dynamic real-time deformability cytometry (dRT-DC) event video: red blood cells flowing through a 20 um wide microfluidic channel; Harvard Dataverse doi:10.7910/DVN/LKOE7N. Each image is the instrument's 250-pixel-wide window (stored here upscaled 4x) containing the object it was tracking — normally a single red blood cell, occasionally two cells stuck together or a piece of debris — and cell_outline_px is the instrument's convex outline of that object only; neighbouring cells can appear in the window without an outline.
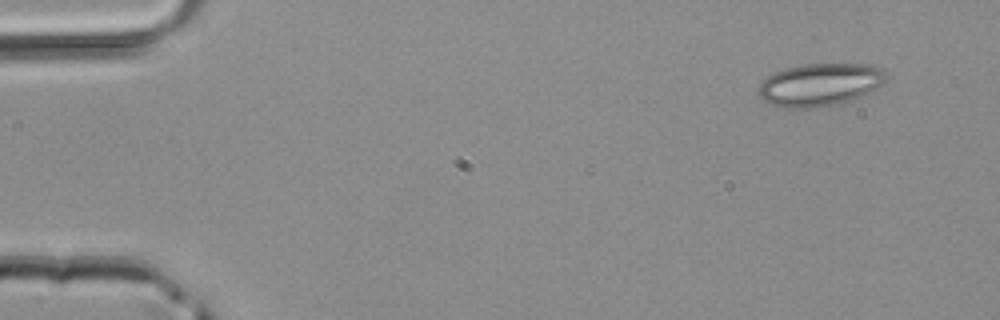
{"species": "common noctule bat (a hibernating species)", "species_latin": "Nyctalus noctula", "temperature_condition": "room temperature", "stored_images_in_passage": 3, "camera_frame_rate_fps": 3000, "um_per_image_px": 0.085, "animal": {"sex": "male", "body_mass_g": 20.4}, "frame": {"image": 1, "passage_image": 1, "time_ms": 0.0, "image_size_px": [1000, 320], "cell_outline_px": [[888, 76], [884, 84], [872, 92], [852, 100], [832, 104], [808, 108], [776, 108], [764, 100], [756, 92], [760, 84], [772, 72], [784, 68], [804, 64], [868, 64], [880, 68]], "centroid_in_image_um": [69.68, 7.19], "position_along_channel_um": 15.3, "area_um2": 32.08}}
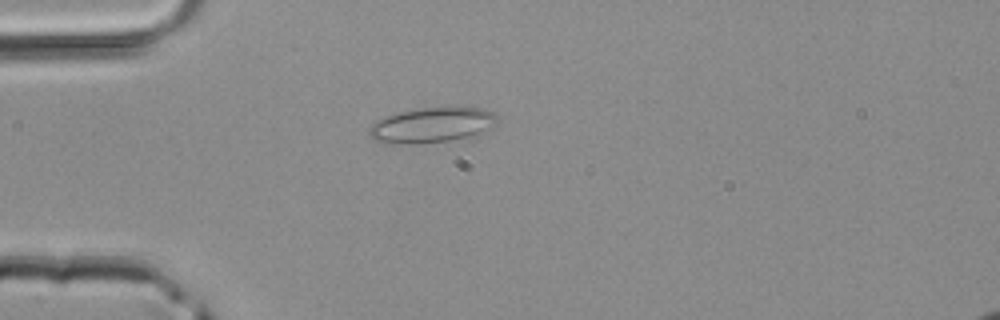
{"frame": {"image": 2, "passage_image": 3, "time_ms": 0.667, "image_size_px": [1000, 320], "cell_outline_px": [[496, 120], [488, 128], [472, 136], [448, 140], [416, 144], [396, 144], [376, 140], [368, 136], [368, 128], [376, 120], [384, 116], [396, 112], [416, 108], [448, 104], [460, 104], [480, 108], [492, 112], [496, 116]], "centroid_in_image_um": [36.66, 10.57], "position_along_channel_um": 48.3, "area_um2": 27.05}}